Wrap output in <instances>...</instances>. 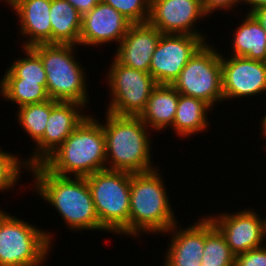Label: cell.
<instances>
[{"label":"cell","instance_id":"obj_1","mask_svg":"<svg viewBox=\"0 0 266 266\" xmlns=\"http://www.w3.org/2000/svg\"><path fill=\"white\" fill-rule=\"evenodd\" d=\"M33 192L51 204L70 231H107L99 222L86 177L60 176L43 164L29 168Z\"/></svg>","mask_w":266,"mask_h":266},{"label":"cell","instance_id":"obj_2","mask_svg":"<svg viewBox=\"0 0 266 266\" xmlns=\"http://www.w3.org/2000/svg\"><path fill=\"white\" fill-rule=\"evenodd\" d=\"M105 116L102 127L106 169L139 173L157 168L151 159L153 146L149 133L153 131L139 117L118 116L107 111Z\"/></svg>","mask_w":266,"mask_h":266},{"label":"cell","instance_id":"obj_3","mask_svg":"<svg viewBox=\"0 0 266 266\" xmlns=\"http://www.w3.org/2000/svg\"><path fill=\"white\" fill-rule=\"evenodd\" d=\"M159 167L132 173L130 188L129 236L162 234L178 221ZM165 186V187H164ZM170 201V202H169Z\"/></svg>","mask_w":266,"mask_h":266},{"label":"cell","instance_id":"obj_4","mask_svg":"<svg viewBox=\"0 0 266 266\" xmlns=\"http://www.w3.org/2000/svg\"><path fill=\"white\" fill-rule=\"evenodd\" d=\"M96 119L88 114L42 164L60 176L86 177L105 170V135L102 122Z\"/></svg>","mask_w":266,"mask_h":266},{"label":"cell","instance_id":"obj_5","mask_svg":"<svg viewBox=\"0 0 266 266\" xmlns=\"http://www.w3.org/2000/svg\"><path fill=\"white\" fill-rule=\"evenodd\" d=\"M76 45L37 44L31 48L40 56L47 76L46 90L50 99L76 102L87 108L86 68L75 59ZM83 67V69H82Z\"/></svg>","mask_w":266,"mask_h":266},{"label":"cell","instance_id":"obj_6","mask_svg":"<svg viewBox=\"0 0 266 266\" xmlns=\"http://www.w3.org/2000/svg\"><path fill=\"white\" fill-rule=\"evenodd\" d=\"M52 235L0 208V266H43Z\"/></svg>","mask_w":266,"mask_h":266},{"label":"cell","instance_id":"obj_7","mask_svg":"<svg viewBox=\"0 0 266 266\" xmlns=\"http://www.w3.org/2000/svg\"><path fill=\"white\" fill-rule=\"evenodd\" d=\"M131 176L107 169L86 176L99 222L110 234L129 235Z\"/></svg>","mask_w":266,"mask_h":266},{"label":"cell","instance_id":"obj_8","mask_svg":"<svg viewBox=\"0 0 266 266\" xmlns=\"http://www.w3.org/2000/svg\"><path fill=\"white\" fill-rule=\"evenodd\" d=\"M215 48L205 42L171 84L180 94L200 99L212 109L218 102L224 101L221 52Z\"/></svg>","mask_w":266,"mask_h":266},{"label":"cell","instance_id":"obj_9","mask_svg":"<svg viewBox=\"0 0 266 266\" xmlns=\"http://www.w3.org/2000/svg\"><path fill=\"white\" fill-rule=\"evenodd\" d=\"M111 64L106 74V83L111 91H108L111 99L107 112L139 117L158 84L150 73L120 65L114 59Z\"/></svg>","mask_w":266,"mask_h":266},{"label":"cell","instance_id":"obj_10","mask_svg":"<svg viewBox=\"0 0 266 266\" xmlns=\"http://www.w3.org/2000/svg\"><path fill=\"white\" fill-rule=\"evenodd\" d=\"M206 36L162 34L151 58L149 73L157 84L171 85Z\"/></svg>","mask_w":266,"mask_h":266},{"label":"cell","instance_id":"obj_11","mask_svg":"<svg viewBox=\"0 0 266 266\" xmlns=\"http://www.w3.org/2000/svg\"><path fill=\"white\" fill-rule=\"evenodd\" d=\"M84 105L51 99V112L43 137L25 160L30 168L42 164L88 116Z\"/></svg>","mask_w":266,"mask_h":266},{"label":"cell","instance_id":"obj_12","mask_svg":"<svg viewBox=\"0 0 266 266\" xmlns=\"http://www.w3.org/2000/svg\"><path fill=\"white\" fill-rule=\"evenodd\" d=\"M257 212L259 210L249 207L232 214L221 212L208 217L224 235L231 252L238 255L266 244V217H260Z\"/></svg>","mask_w":266,"mask_h":266},{"label":"cell","instance_id":"obj_13","mask_svg":"<svg viewBox=\"0 0 266 266\" xmlns=\"http://www.w3.org/2000/svg\"><path fill=\"white\" fill-rule=\"evenodd\" d=\"M228 57L221 53L222 92L225 101L248 97L252 99L258 94H266V62L246 57Z\"/></svg>","mask_w":266,"mask_h":266},{"label":"cell","instance_id":"obj_14","mask_svg":"<svg viewBox=\"0 0 266 266\" xmlns=\"http://www.w3.org/2000/svg\"><path fill=\"white\" fill-rule=\"evenodd\" d=\"M205 17L201 0H151L148 22L162 34L205 36L195 27Z\"/></svg>","mask_w":266,"mask_h":266},{"label":"cell","instance_id":"obj_15","mask_svg":"<svg viewBox=\"0 0 266 266\" xmlns=\"http://www.w3.org/2000/svg\"><path fill=\"white\" fill-rule=\"evenodd\" d=\"M131 22L112 6L100 1L82 15L79 46L98 47L122 41Z\"/></svg>","mask_w":266,"mask_h":266},{"label":"cell","instance_id":"obj_16","mask_svg":"<svg viewBox=\"0 0 266 266\" xmlns=\"http://www.w3.org/2000/svg\"><path fill=\"white\" fill-rule=\"evenodd\" d=\"M161 35L149 22L131 24L116 46L114 60L120 65L149 73L151 58Z\"/></svg>","mask_w":266,"mask_h":266},{"label":"cell","instance_id":"obj_17","mask_svg":"<svg viewBox=\"0 0 266 266\" xmlns=\"http://www.w3.org/2000/svg\"><path fill=\"white\" fill-rule=\"evenodd\" d=\"M193 225L182 228L176 223L164 234H170L168 249L165 250L163 266H201L205 246V215ZM179 227V228H178Z\"/></svg>","mask_w":266,"mask_h":266},{"label":"cell","instance_id":"obj_18","mask_svg":"<svg viewBox=\"0 0 266 266\" xmlns=\"http://www.w3.org/2000/svg\"><path fill=\"white\" fill-rule=\"evenodd\" d=\"M16 13L19 33L26 39L22 47L52 44L51 0H5Z\"/></svg>","mask_w":266,"mask_h":266},{"label":"cell","instance_id":"obj_19","mask_svg":"<svg viewBox=\"0 0 266 266\" xmlns=\"http://www.w3.org/2000/svg\"><path fill=\"white\" fill-rule=\"evenodd\" d=\"M179 94L171 85L158 84L139 118L153 132H165L174 122Z\"/></svg>","mask_w":266,"mask_h":266},{"label":"cell","instance_id":"obj_20","mask_svg":"<svg viewBox=\"0 0 266 266\" xmlns=\"http://www.w3.org/2000/svg\"><path fill=\"white\" fill-rule=\"evenodd\" d=\"M243 17L232 34L230 56L266 62L265 30L252 13H246Z\"/></svg>","mask_w":266,"mask_h":266},{"label":"cell","instance_id":"obj_21","mask_svg":"<svg viewBox=\"0 0 266 266\" xmlns=\"http://www.w3.org/2000/svg\"><path fill=\"white\" fill-rule=\"evenodd\" d=\"M212 108L200 99L179 94L174 122L170 127L176 136L191 137L209 128L208 112Z\"/></svg>","mask_w":266,"mask_h":266},{"label":"cell","instance_id":"obj_22","mask_svg":"<svg viewBox=\"0 0 266 266\" xmlns=\"http://www.w3.org/2000/svg\"><path fill=\"white\" fill-rule=\"evenodd\" d=\"M82 15L67 0H51L52 44L79 47Z\"/></svg>","mask_w":266,"mask_h":266},{"label":"cell","instance_id":"obj_23","mask_svg":"<svg viewBox=\"0 0 266 266\" xmlns=\"http://www.w3.org/2000/svg\"><path fill=\"white\" fill-rule=\"evenodd\" d=\"M0 80V95L3 99L21 107L49 100L47 90L38 82L24 81L14 77L7 69Z\"/></svg>","mask_w":266,"mask_h":266},{"label":"cell","instance_id":"obj_24","mask_svg":"<svg viewBox=\"0 0 266 266\" xmlns=\"http://www.w3.org/2000/svg\"><path fill=\"white\" fill-rule=\"evenodd\" d=\"M235 255L224 235L214 225L211 219L205 216V246L201 257V266H234Z\"/></svg>","mask_w":266,"mask_h":266},{"label":"cell","instance_id":"obj_25","mask_svg":"<svg viewBox=\"0 0 266 266\" xmlns=\"http://www.w3.org/2000/svg\"><path fill=\"white\" fill-rule=\"evenodd\" d=\"M17 121L34 145L43 137L51 112V99L17 108Z\"/></svg>","mask_w":266,"mask_h":266},{"label":"cell","instance_id":"obj_26","mask_svg":"<svg viewBox=\"0 0 266 266\" xmlns=\"http://www.w3.org/2000/svg\"><path fill=\"white\" fill-rule=\"evenodd\" d=\"M25 57L13 60L7 70L16 78L38 82L46 89L47 76L40 56L31 47H21Z\"/></svg>","mask_w":266,"mask_h":266},{"label":"cell","instance_id":"obj_27","mask_svg":"<svg viewBox=\"0 0 266 266\" xmlns=\"http://www.w3.org/2000/svg\"><path fill=\"white\" fill-rule=\"evenodd\" d=\"M8 151H3L0 147V192L14 189L19 182L23 170L28 171L29 167L22 157ZM13 187V188H12Z\"/></svg>","mask_w":266,"mask_h":266},{"label":"cell","instance_id":"obj_28","mask_svg":"<svg viewBox=\"0 0 266 266\" xmlns=\"http://www.w3.org/2000/svg\"><path fill=\"white\" fill-rule=\"evenodd\" d=\"M112 6L132 24L149 20L151 0H101Z\"/></svg>","mask_w":266,"mask_h":266},{"label":"cell","instance_id":"obj_29","mask_svg":"<svg viewBox=\"0 0 266 266\" xmlns=\"http://www.w3.org/2000/svg\"><path fill=\"white\" fill-rule=\"evenodd\" d=\"M234 266H266V244L235 255Z\"/></svg>","mask_w":266,"mask_h":266},{"label":"cell","instance_id":"obj_30","mask_svg":"<svg viewBox=\"0 0 266 266\" xmlns=\"http://www.w3.org/2000/svg\"><path fill=\"white\" fill-rule=\"evenodd\" d=\"M202 1V7L205 12V14L210 18L209 15L216 12V10H227V12H230L229 10L237 9L238 5H241V0H201ZM237 6V7H236Z\"/></svg>","mask_w":266,"mask_h":266},{"label":"cell","instance_id":"obj_31","mask_svg":"<svg viewBox=\"0 0 266 266\" xmlns=\"http://www.w3.org/2000/svg\"><path fill=\"white\" fill-rule=\"evenodd\" d=\"M81 14L89 12L101 0H67Z\"/></svg>","mask_w":266,"mask_h":266},{"label":"cell","instance_id":"obj_32","mask_svg":"<svg viewBox=\"0 0 266 266\" xmlns=\"http://www.w3.org/2000/svg\"><path fill=\"white\" fill-rule=\"evenodd\" d=\"M242 4L247 5V10H248V6H250L249 7L250 10L247 13H252L257 8L266 6V0H241V5Z\"/></svg>","mask_w":266,"mask_h":266},{"label":"cell","instance_id":"obj_33","mask_svg":"<svg viewBox=\"0 0 266 266\" xmlns=\"http://www.w3.org/2000/svg\"><path fill=\"white\" fill-rule=\"evenodd\" d=\"M252 14L260 22L262 28L266 32V6L257 8Z\"/></svg>","mask_w":266,"mask_h":266},{"label":"cell","instance_id":"obj_34","mask_svg":"<svg viewBox=\"0 0 266 266\" xmlns=\"http://www.w3.org/2000/svg\"><path fill=\"white\" fill-rule=\"evenodd\" d=\"M261 119H262V121H261V126H259V127H261V129H262V133H261V136H262V138L264 139H266V113H264V117H261ZM265 146V148H266V145H264Z\"/></svg>","mask_w":266,"mask_h":266}]
</instances>
